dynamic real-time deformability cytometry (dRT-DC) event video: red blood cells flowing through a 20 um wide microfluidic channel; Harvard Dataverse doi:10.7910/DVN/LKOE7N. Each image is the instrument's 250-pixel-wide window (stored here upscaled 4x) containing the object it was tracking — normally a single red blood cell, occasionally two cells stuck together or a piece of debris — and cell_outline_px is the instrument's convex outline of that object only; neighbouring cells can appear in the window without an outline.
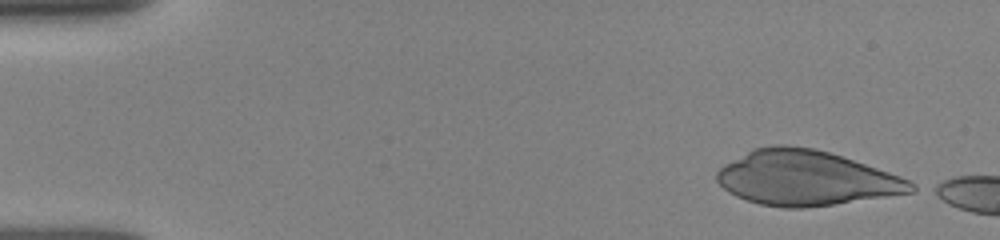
{"species": "human", "species_latin": "Homo sapiens", "temperature_condition": "room temperature", "stored_images_in_passage": 13, "camera_frame_rate_fps": 3000, "um_per_image_px": 0.085, "donor": {"sex": "female"}, "frame": {"image": 1, "passage_image": 1, "time_ms": 0.0, "image_size_px": [1000, 240], "cell_outline_px": [[920, 188], [912, 192], [832, 204], [804, 208], [784, 208], [760, 204], [736, 196], [728, 192], [716, 180], [716, 172], [724, 164], [752, 148], [776, 144], [784, 144], [816, 148], [900, 176], [916, 184]], "centroid_in_image_um": [68.46, 15.12], "position_along_channel_um": 16.5, "area_um2": 61.73}}